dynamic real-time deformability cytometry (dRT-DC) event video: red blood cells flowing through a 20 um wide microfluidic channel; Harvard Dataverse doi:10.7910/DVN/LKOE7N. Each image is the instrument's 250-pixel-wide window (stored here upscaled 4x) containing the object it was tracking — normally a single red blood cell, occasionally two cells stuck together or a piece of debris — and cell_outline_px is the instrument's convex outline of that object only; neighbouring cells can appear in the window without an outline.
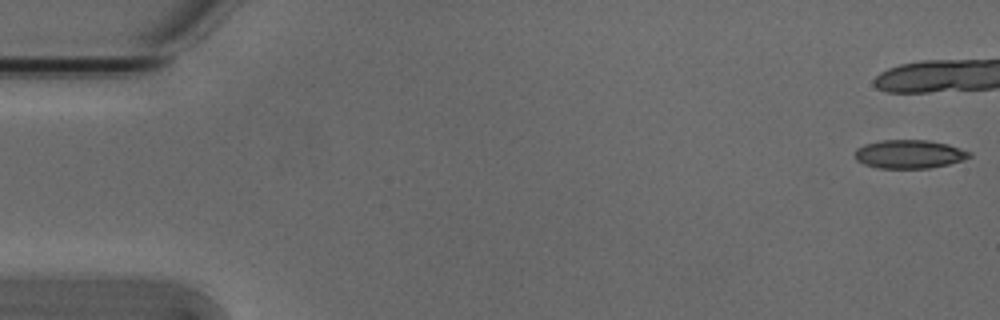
{"species": "Egyptian fruit bat (a non-hibernating species)", "species_latin": "Rousettus aegyptiacus", "temperature_condition": "cold", "stored_images_in_passage": 5, "camera_frame_rate_fps": 3000, "um_per_image_px": 0.085, "animal": {"sex": "male"}, "frame": {"image": 1, "passage_image": 1, "time_ms": 0.0, "image_size_px": [1000, 320], "cell_outline_px": [[972, 156], [964, 160], [948, 164], [928, 168], [880, 168], [864, 164], [856, 160], [856, 148], [864, 144], [880, 140], [928, 140], [948, 144], [972, 152]], "centroid_in_image_um": [77.31, 13.09], "position_along_channel_um": 7.7, "area_um2": 19.07}}